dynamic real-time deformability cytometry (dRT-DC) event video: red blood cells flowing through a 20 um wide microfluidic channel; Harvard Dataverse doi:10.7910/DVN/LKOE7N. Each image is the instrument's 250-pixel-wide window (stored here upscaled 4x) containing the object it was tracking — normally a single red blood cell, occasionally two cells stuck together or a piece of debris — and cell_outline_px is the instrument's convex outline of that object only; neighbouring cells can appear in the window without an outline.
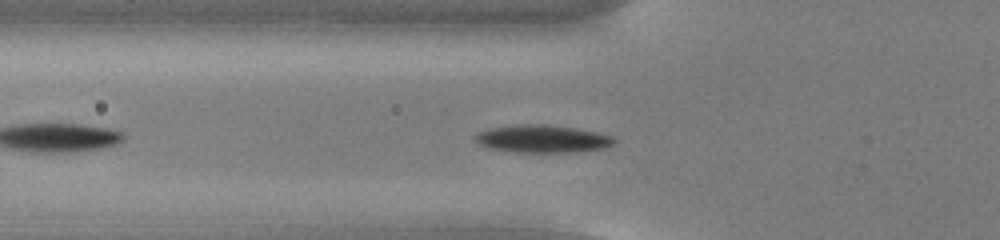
{"species": "common noctule bat (a hibernating species)", "species_latin": "Nyctalus noctula", "temperature_condition": "cold", "stored_images_in_passage": 42, "camera_frame_rate_fps": 3000, "um_per_image_px": 0.085, "animal": {"sex": "male", "body_mass_g": 13.0, "forearm_length_mm": 53.1}, "frame": {"image": 1, "passage_image": 7, "time_ms": 2.0, "image_size_px": [1000, 240], "cell_outline_px": [[616, 144], [608, 148], [576, 152], [516, 152], [488, 148], [480, 144], [472, 136], [476, 132], [488, 128], [516, 124], [544, 124], [576, 128], [600, 132], [612, 136], [616, 140]], "centroid_in_image_um": [46.13, 11.79], "position_along_channel_um": 79.7, "area_um2": 22.89}}
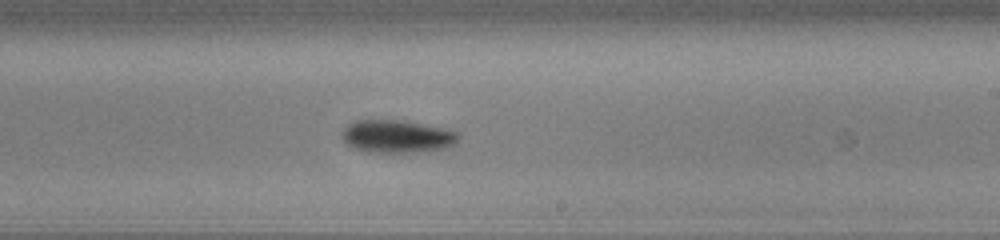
{"frame": {"image": 2, "passage_image": 21, "time_ms": 6.667, "image_size_px": [1000, 240], "cell_outline_px": [[460, 136], [456, 144], [448, 148], [420, 152], [368, 152], [356, 148], [348, 144], [344, 140], [344, 128], [348, 124], [356, 120], [400, 120], [460, 132]], "centroid_in_image_um": [33.81, 11.6], "position_along_channel_um": 255.2, "area_um2": 22.02}}
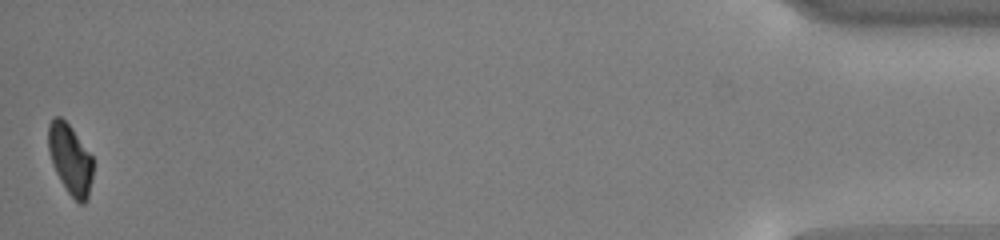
{"frame": {"image": 3, "passage_image": 42, "time_ms": 13.667, "image_size_px": [1000, 240], "cell_outline_px": [[92, 176], [88, 196], [84, 204], [80, 204], [68, 192], [60, 180], [52, 164], [48, 148], [48, 124], [56, 116], [60, 116], [72, 128], [92, 156]], "centroid_in_image_um": [5.96, 13.53], "position_along_channel_um": 429.2, "area_um2": 18.03}, "authors_computed_cell_mechanics": {"area_um2": 21.2993, "velocity_mm_per_s": 3.7645, "shape_relaxation_time_tau1_ms": 1.9338, "shape_relaxation_time_tau2_ms": null, "deformation_change_tau1": 0.1028, "deformation_change_tau2": null}}